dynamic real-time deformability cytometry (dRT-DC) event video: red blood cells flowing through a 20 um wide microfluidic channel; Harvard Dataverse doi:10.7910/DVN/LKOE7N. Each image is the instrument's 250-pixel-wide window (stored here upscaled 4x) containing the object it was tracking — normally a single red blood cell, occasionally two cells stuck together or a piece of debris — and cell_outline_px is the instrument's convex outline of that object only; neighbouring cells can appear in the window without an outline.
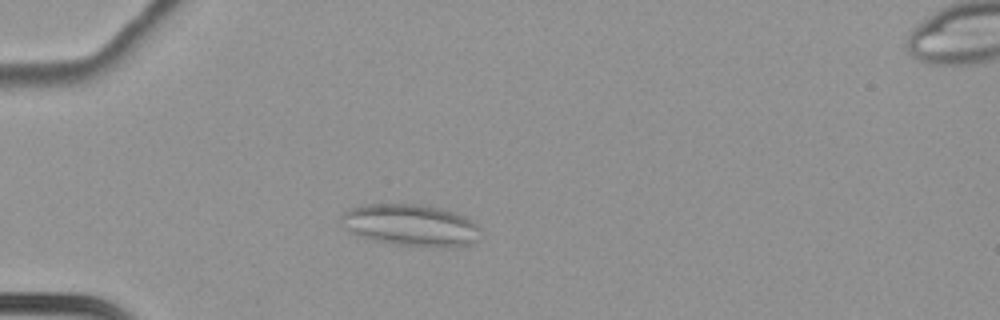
{"species": "common noctule bat (a hibernating species)", "species_latin": "Nyctalus noctula", "temperature_condition": "cold", "stored_images_in_passage": 64, "camera_frame_rate_fps": 3000, "um_per_image_px": 0.085, "animal": {"sex": "female", "body_mass_g": 22.7, "forearm_length_mm": 54.2}, "frame": {"image": 1, "passage_image": 21, "time_ms": 6.667, "image_size_px": [1000, 320], "cell_outline_px": [[480, 228], [476, 240], [472, 244], [456, 248], [440, 248], [392, 244], [360, 236], [348, 232], [344, 228], [340, 216], [348, 208], [364, 204], [420, 204], [440, 208], [464, 216], [472, 220]], "centroid_in_image_um": [34.91, 19.15], "position_along_channel_um": 50.1, "area_um2": 34.33}}
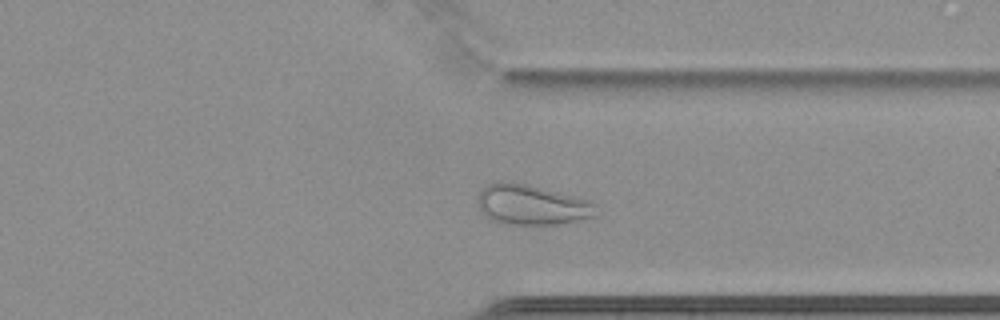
{"frame": {"image": 2, "passage_image": 51, "time_ms": 16.667, "image_size_px": [1000, 320], "cell_outline_px": [[596, 216], [560, 224], [508, 224], [492, 220], [480, 212], [476, 204], [480, 192], [488, 184], [500, 180], [504, 180], [524, 184], [588, 200], [596, 204]], "centroid_in_image_um": [45.15, 17.41], "position_along_channel_um": 366.3, "area_um2": 27.46}}
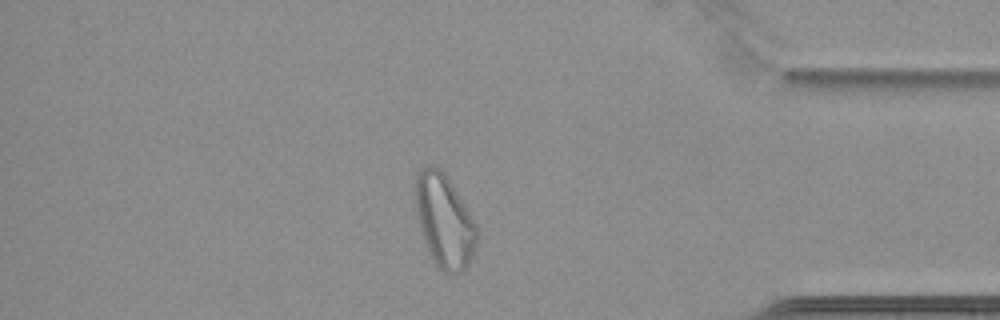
{"frame": {"image": 3, "passage_image": 56, "time_ms": 18.333, "image_size_px": [1000, 320], "cell_outline_px": [[476, 244], [468, 264], [460, 272], [444, 272], [432, 260], [428, 252], [420, 228], [416, 212], [412, 188], [416, 176], [420, 168], [428, 164], [440, 168], [444, 172], [476, 224]], "centroid_in_image_um": [37.7, 18.71], "position_along_channel_um": 397.5, "area_um2": 33.18}}